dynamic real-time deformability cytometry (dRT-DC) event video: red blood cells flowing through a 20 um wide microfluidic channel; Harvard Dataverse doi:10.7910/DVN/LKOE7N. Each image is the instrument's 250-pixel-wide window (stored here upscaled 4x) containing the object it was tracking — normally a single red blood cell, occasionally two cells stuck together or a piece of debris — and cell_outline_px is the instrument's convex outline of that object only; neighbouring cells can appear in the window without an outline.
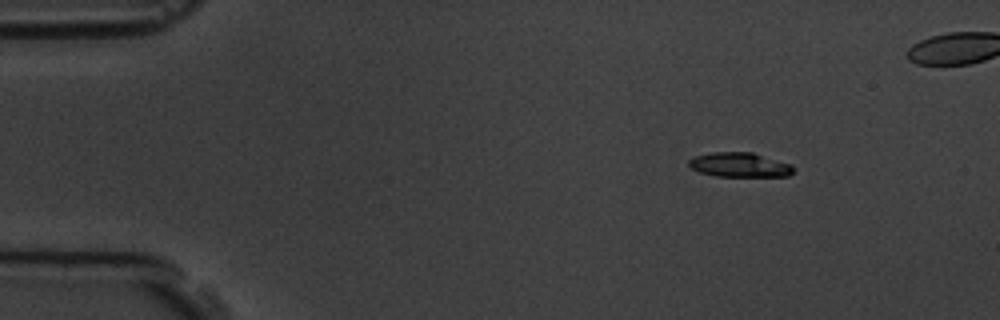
{"species": "common noctule bat (a hibernating species)", "species_latin": "Nyctalus noctula", "temperature_condition": "room temperature", "stored_images_in_passage": 1, "camera_frame_rate_fps": 3000, "um_per_image_px": 0.085, "animal": {"sex": "male", "body_mass_g": 19.5, "forearm_length_mm": 54.6}, "frame": {"image": 1, "passage_image": 1, "time_ms": 0.0, "image_size_px": [1000, 320], "cell_outline_px": [[796, 168], [788, 176], [716, 176], [700, 172], [692, 168], [688, 164], [688, 160], [696, 156], [712, 152], [752, 152], [792, 164]], "centroid_in_image_um": [62.9, 14.01], "position_along_channel_um": 22.1, "area_um2": 14.91}}